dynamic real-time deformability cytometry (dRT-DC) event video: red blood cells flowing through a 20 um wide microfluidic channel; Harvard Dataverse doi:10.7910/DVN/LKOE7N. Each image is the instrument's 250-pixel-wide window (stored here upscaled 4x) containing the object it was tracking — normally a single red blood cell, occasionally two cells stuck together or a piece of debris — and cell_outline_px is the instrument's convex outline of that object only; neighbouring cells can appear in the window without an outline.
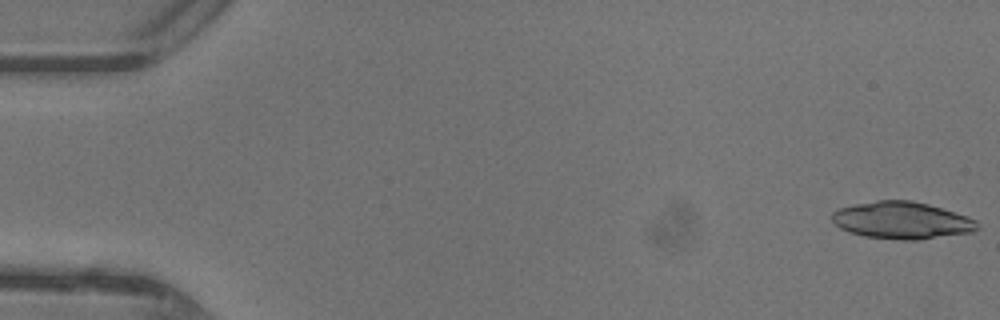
{"species": "common noctule bat (a hibernating species)", "species_latin": "Nyctalus noctula", "temperature_condition": "warm", "stored_images_in_passage": 15, "camera_frame_rate_fps": 3000, "um_per_image_px": 0.085, "animal": {"sex": "female"}, "frame": {"image": 1, "passage_image": 1, "time_ms": 0.0, "image_size_px": [1000, 320], "cell_outline_px": [[980, 228], [972, 232], [916, 240], [896, 240], [864, 236], [848, 232], [840, 228], [832, 220], [832, 212], [840, 208], [856, 204], [876, 200], [908, 200], [928, 204], [968, 216], [976, 220], [980, 224]], "centroid_in_image_um": [76.67, 18.74], "position_along_channel_um": 8.3, "area_um2": 31.5}}
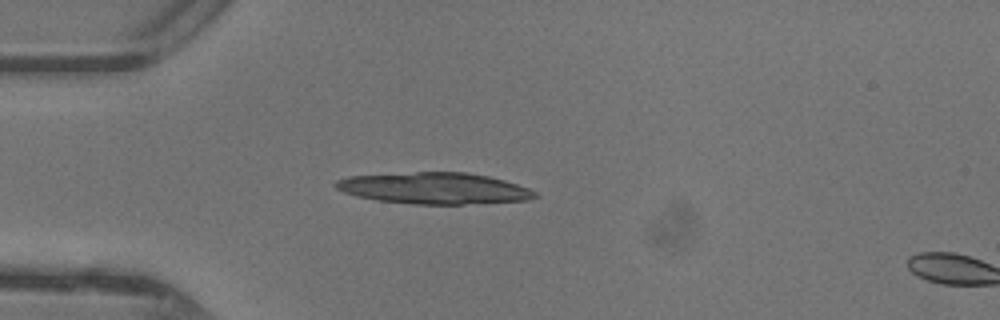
{"frame": {"image": 2, "passage_image": 13, "time_ms": 4.0, "image_size_px": [1000, 320], "cell_outline_px": [[540, 196], [528, 200], [464, 204], [412, 204], [376, 200], [356, 196], [344, 192], [336, 188], [332, 184], [336, 180], [348, 176], [416, 172], [468, 172], [488, 176], [504, 180], [528, 188], [536, 192]], "centroid_in_image_um": [36.9, 16.0], "position_along_channel_um": 48.1, "area_um2": 36.53}}